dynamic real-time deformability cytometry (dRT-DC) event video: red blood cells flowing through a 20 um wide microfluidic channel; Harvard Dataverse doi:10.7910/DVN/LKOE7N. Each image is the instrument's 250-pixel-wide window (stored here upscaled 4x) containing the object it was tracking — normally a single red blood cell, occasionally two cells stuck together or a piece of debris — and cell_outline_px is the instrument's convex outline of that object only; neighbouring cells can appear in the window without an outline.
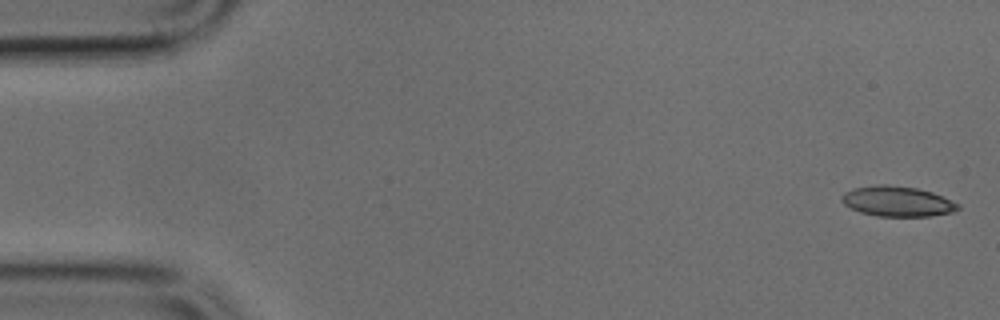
{"species": "common noctule bat (a hibernating species)", "species_latin": "Nyctalus noctula", "temperature_condition": "cold", "stored_images_in_passage": 48, "camera_frame_rate_fps": 3000, "um_per_image_px": 0.085, "animal": {"sex": "male", "body_mass_g": 17.9, "forearm_length_mm": 54.2}, "frame": {"image": 1, "passage_image": 1, "time_ms": 0.0, "image_size_px": [1000, 320], "cell_outline_px": [[960, 208], [956, 212], [932, 216], [876, 216], [860, 212], [844, 204], [840, 200], [840, 196], [844, 192], [856, 188], [880, 184], [888, 184], [916, 188], [932, 192], [960, 204]], "centroid_in_image_um": [76.29, 17.12], "position_along_channel_um": 8.7, "area_um2": 20.58}}
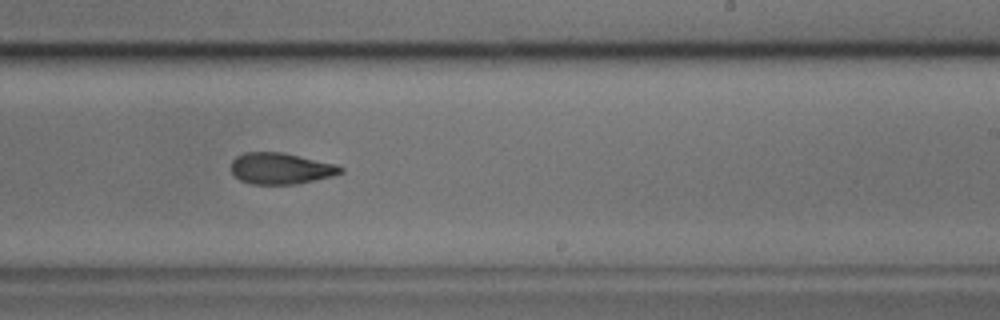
{"frame": {"image": 2, "passage_image": 29, "time_ms": 9.333, "image_size_px": [1000, 320], "cell_outline_px": [[344, 172], [332, 176], [296, 184], [252, 184], [240, 180], [232, 172], [232, 160], [236, 156], [244, 152], [284, 152], [336, 164], [344, 168]], "centroid_in_image_um": [23.88, 14.31], "position_along_channel_um": 265.1, "area_um2": 20.0}}
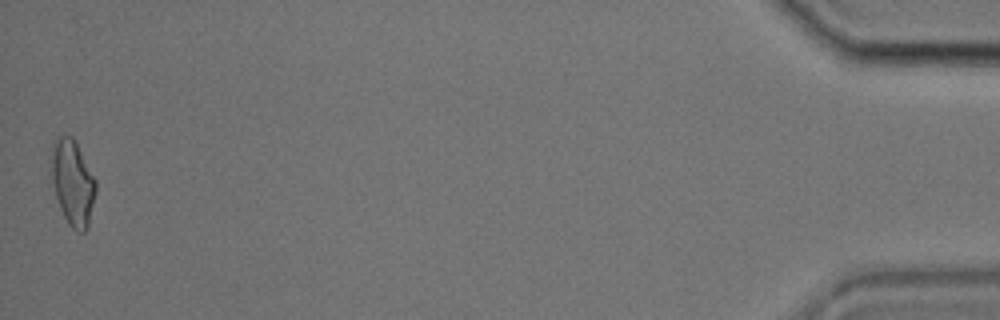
{"frame": {"image": 3, "passage_image": 48, "time_ms": 15.667, "image_size_px": [1000, 320], "cell_outline_px": [[96, 192], [88, 228], [84, 232], [76, 232], [68, 224], [60, 208], [48, 172], [52, 144], [64, 132], [72, 136], [96, 180]], "centroid_in_image_um": [6.14, 15.51], "position_along_channel_um": 429.1, "area_um2": 22.66}}